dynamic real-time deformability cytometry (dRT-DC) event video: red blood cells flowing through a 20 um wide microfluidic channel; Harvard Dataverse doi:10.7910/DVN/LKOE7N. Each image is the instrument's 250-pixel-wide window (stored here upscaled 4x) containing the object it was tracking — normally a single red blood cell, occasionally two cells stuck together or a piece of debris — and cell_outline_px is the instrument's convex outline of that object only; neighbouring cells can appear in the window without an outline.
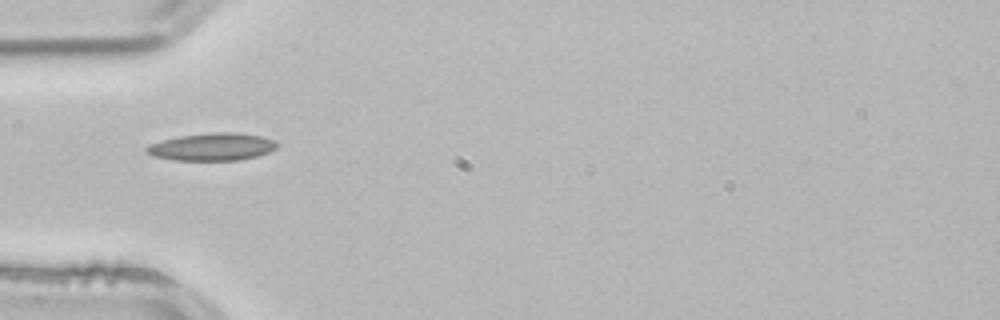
{"species": "common noctule bat (a hibernating species)", "species_latin": "Nyctalus noctula", "temperature_condition": "room temperature", "stored_images_in_passage": 2, "camera_frame_rate_fps": 3000, "um_per_image_px": 0.085, "animal": {"sex": "male", "body_mass_g": 21.5, "forearm_length_mm": 52.0}, "frame": {"image": 1, "passage_image": 2, "time_ms": 0.333, "image_size_px": [1000, 320], "cell_outline_px": [[280, 144], [276, 148], [268, 152], [256, 156], [240, 160], [172, 160], [152, 156], [144, 148], [148, 144], [180, 136], [212, 132], [236, 132], [260, 136], [276, 140]], "centroid_in_image_um": [18.05, 12.48], "position_along_channel_um": 67.0, "area_um2": 20.98}}